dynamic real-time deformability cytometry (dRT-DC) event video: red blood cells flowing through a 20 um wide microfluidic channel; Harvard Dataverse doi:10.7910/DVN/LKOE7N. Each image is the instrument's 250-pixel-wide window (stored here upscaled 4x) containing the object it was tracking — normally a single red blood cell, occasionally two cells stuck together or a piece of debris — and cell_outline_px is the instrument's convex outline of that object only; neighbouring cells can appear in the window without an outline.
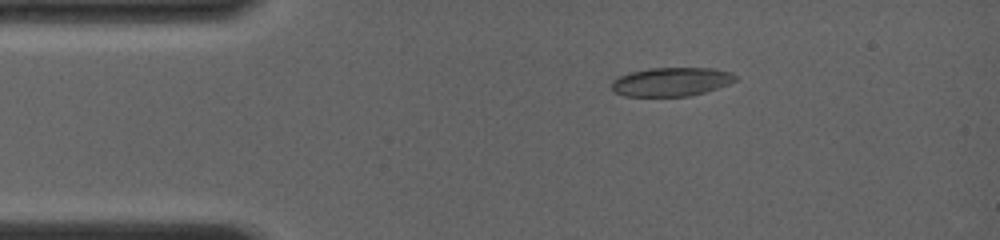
{"species": "common noctule bat (a hibernating species)", "species_latin": "Nyctalus noctula", "temperature_condition": "room temperature", "stored_images_in_passage": 15, "camera_frame_rate_fps": 4000, "um_per_image_px": 0.085, "animal": {"sex": "female", "body_mass_g": 19.0, "forearm_length_mm": 56.7}, "frame": {"image": 1, "passage_image": 5, "time_ms": 2.0, "image_size_px": [1000, 240], "cell_outline_px": [[736, 80], [728, 84], [704, 92], [688, 96], [624, 96], [616, 92], [612, 88], [612, 80], [628, 72], [648, 68], [716, 68], [732, 72], [736, 76]], "centroid_in_image_um": [57.06, 6.94], "position_along_channel_um": 27.9, "area_um2": 20.75}}
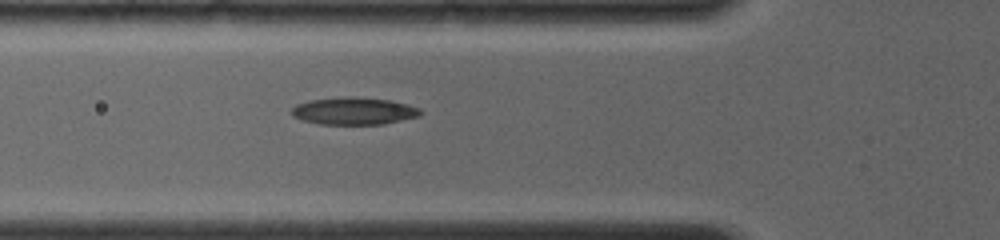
{"frame": {"image": 2, "passage_image": 11, "time_ms": 4.75, "image_size_px": [1000, 240], "cell_outline_px": [[424, 112], [420, 116], [384, 124], [320, 124], [304, 120], [292, 116], [292, 108], [296, 104], [308, 100], [348, 96], [392, 100], [408, 104], [420, 108]], "centroid_in_image_um": [30.12, 9.43], "position_along_channel_um": 95.7, "area_um2": 20.63}}
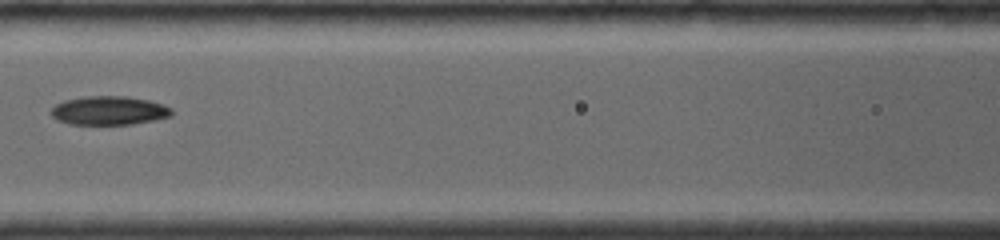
{"frame": {"image": 3, "passage_image": 14, "time_ms": 6.25, "image_size_px": [1000, 240], "cell_outline_px": [[172, 116], [156, 120], [132, 124], [68, 124], [56, 120], [52, 116], [52, 108], [56, 104], [64, 100], [84, 96], [128, 96], [148, 100], [164, 104], [172, 108]], "centroid_in_image_um": [9.29, 9.39], "position_along_channel_um": 157.3, "area_um2": 20.4}}